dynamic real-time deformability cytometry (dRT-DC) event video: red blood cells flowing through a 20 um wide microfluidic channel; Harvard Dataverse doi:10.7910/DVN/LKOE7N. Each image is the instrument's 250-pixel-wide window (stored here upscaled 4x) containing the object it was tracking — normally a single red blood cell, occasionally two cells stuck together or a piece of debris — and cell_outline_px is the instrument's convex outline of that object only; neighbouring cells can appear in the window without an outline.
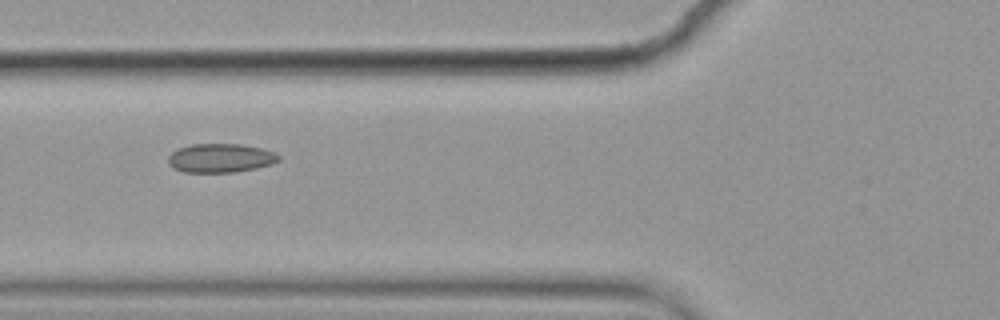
{"species": "common noctule bat (a hibernating species)", "species_latin": "Nyctalus noctula", "temperature_condition": "cold", "stored_images_in_passage": 8, "camera_frame_rate_fps": 3000, "um_per_image_px": 0.085, "animal": {"sex": "female", "body_mass_g": 19.9}, "frame": {"image": 1, "passage_image": 3, "time_ms": 0.667, "image_size_px": [1000, 320], "cell_outline_px": [[280, 160], [272, 164], [256, 168], [236, 172], [184, 172], [172, 168], [168, 164], [168, 156], [176, 148], [192, 144], [240, 144], [260, 148], [276, 152], [280, 156]], "centroid_in_image_um": [18.73, 13.43], "position_along_channel_um": 107.1, "area_um2": 18.79}}
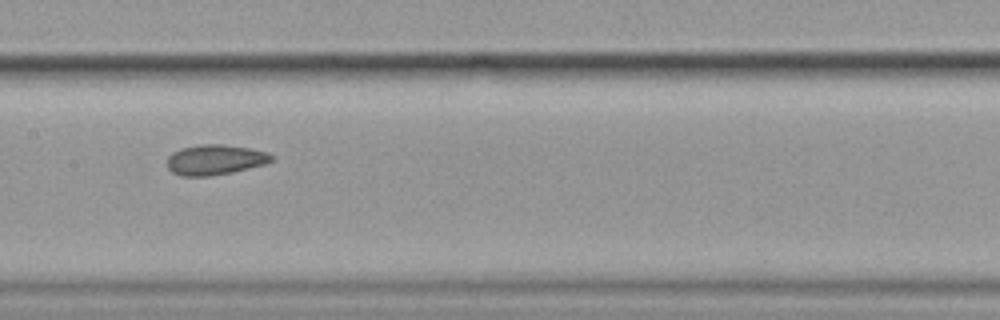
{"frame": {"image": 2, "passage_image": 5, "time_ms": 1.333, "image_size_px": [1000, 320], "cell_outline_px": [[272, 160], [264, 164], [232, 172], [208, 176], [180, 176], [172, 172], [168, 168], [168, 156], [172, 152], [180, 148], [200, 144], [224, 144], [248, 148], [268, 152], [272, 156]], "centroid_in_image_um": [18.24, 13.57], "position_along_channel_um": 189.2, "area_um2": 18.32}}
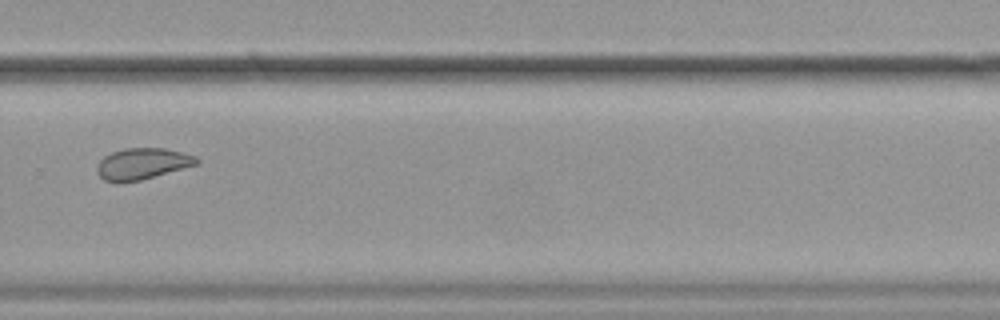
{"frame": {"image": 3, "passage_image": 8, "time_ms": 2.333, "image_size_px": [1000, 320], "cell_outline_px": [[200, 164], [140, 180], [116, 184], [104, 180], [96, 172], [96, 168], [100, 160], [104, 156], [112, 152], [124, 148], [164, 148], [196, 156], [200, 160]], "centroid_in_image_um": [12.08, 13.93], "position_along_channel_um": 317.7, "area_um2": 18.38}}